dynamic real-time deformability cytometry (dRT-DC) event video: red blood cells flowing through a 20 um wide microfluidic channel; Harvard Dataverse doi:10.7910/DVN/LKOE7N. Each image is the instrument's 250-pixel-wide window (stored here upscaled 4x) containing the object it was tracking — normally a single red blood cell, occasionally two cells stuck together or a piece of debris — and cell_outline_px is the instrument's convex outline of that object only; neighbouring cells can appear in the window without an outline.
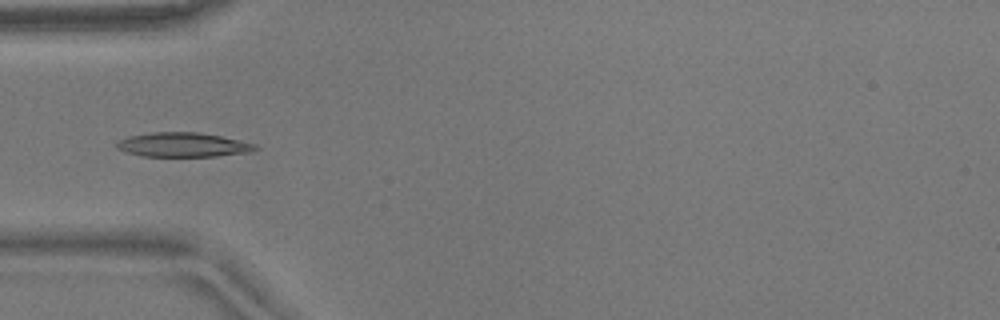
{"species": "common noctule bat (a hibernating species)", "species_latin": "Nyctalus noctula", "temperature_condition": "warm", "stored_images_in_passage": 54, "camera_frame_rate_fps": 3000, "um_per_image_px": 0.085, "animal": {"sex": "male", "body_mass_g": 17.9}, "frame": {"image": 1, "passage_image": 17, "time_ms": 5.333, "image_size_px": [1000, 320], "cell_outline_px": [[260, 148], [252, 152], [216, 156], [144, 156], [128, 152], [116, 148], [116, 144], [120, 140], [128, 136], [152, 132], [196, 132], [220, 136], [256, 144]], "centroid_in_image_um": [15.59, 12.3], "position_along_channel_um": 69.4, "area_um2": 19.54}}
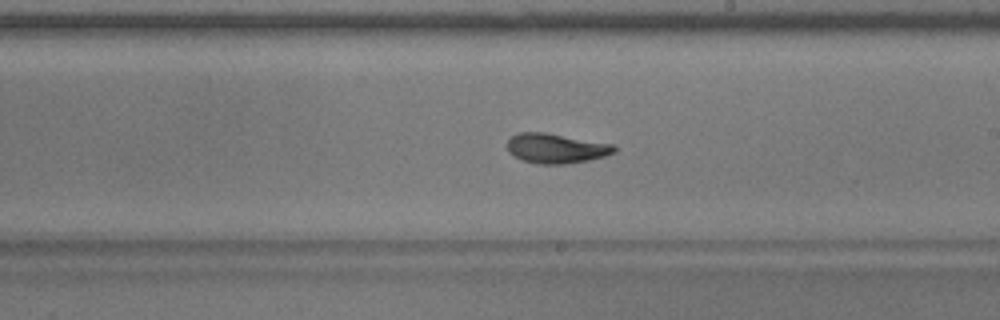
{"frame": {"image": 2, "passage_image": 31, "time_ms": 10.0, "image_size_px": [1000, 320], "cell_outline_px": [[616, 152], [604, 156], [588, 160], [564, 164], [540, 164], [524, 160], [508, 152], [508, 140], [512, 136], [520, 132], [544, 132], [612, 144], [616, 148]], "centroid_in_image_um": [47.27, 12.6], "position_along_channel_um": 241.7, "area_um2": 18.26}}
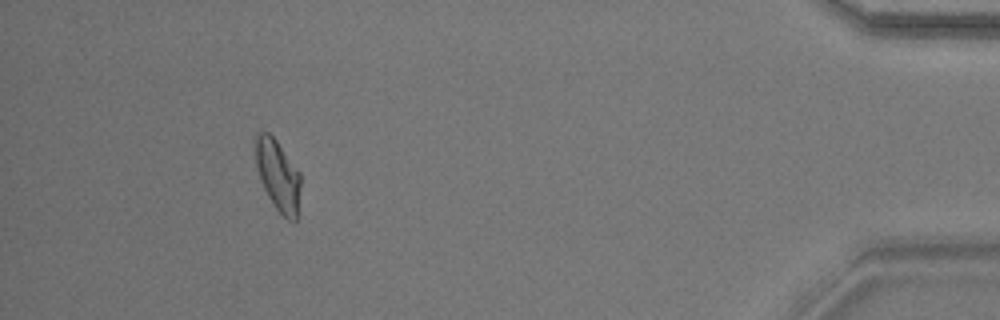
{"frame": {"image": 3, "passage_image": 50, "time_ms": 16.333, "image_size_px": [1000, 320], "cell_outline_px": [[300, 188], [296, 220], [288, 220], [276, 208], [268, 196], [264, 188], [256, 164], [252, 144], [252, 140], [256, 132], [268, 132], [276, 140], [300, 172]], "centroid_in_image_um": [23.58, 14.82], "position_along_channel_um": 411.6, "area_um2": 18.73}, "authors_computed_cell_mechanics": {"area_um2": 18.6405, "velocity_mm_per_s": 3.6716, "shape_relaxation_time_tau1_ms": 4.115, "shape_relaxation_time_tau2_ms": 1.4477, "deformation_change_tau1": 0.1596, "deformation_change_tau2": 0.0617}}